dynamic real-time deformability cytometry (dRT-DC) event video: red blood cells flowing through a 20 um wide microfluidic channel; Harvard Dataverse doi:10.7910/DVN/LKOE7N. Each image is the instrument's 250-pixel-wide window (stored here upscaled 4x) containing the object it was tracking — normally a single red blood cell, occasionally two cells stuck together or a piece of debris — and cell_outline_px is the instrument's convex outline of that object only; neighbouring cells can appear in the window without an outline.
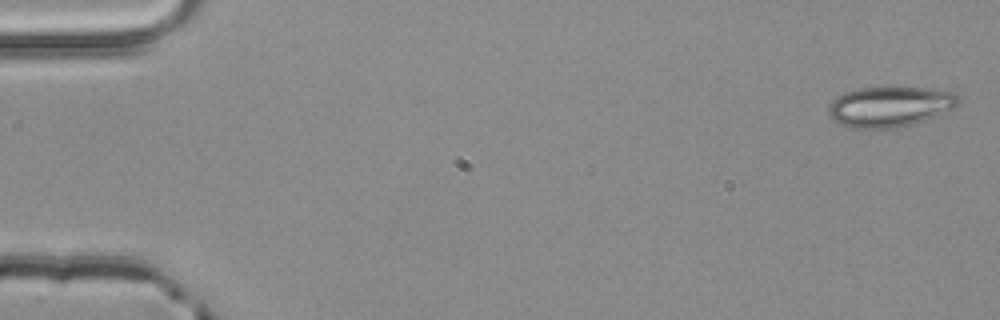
{"species": "common noctule bat (a hibernating species)", "species_latin": "Nyctalus noctula", "temperature_condition": "room temperature", "stored_images_in_passage": 5, "camera_frame_rate_fps": 3000, "um_per_image_px": 0.085, "animal": {"sex": "male", "body_mass_g": 20.4}, "frame": {"image": 1, "passage_image": 5, "time_ms": 1.333, "image_size_px": [1000, 320], "cell_outline_px": [[960, 100], [956, 108], [936, 116], [912, 124], [888, 128], [852, 128], [832, 120], [828, 116], [828, 104], [832, 100], [844, 92], [860, 88], [928, 88], [956, 92], [960, 96]], "centroid_in_image_um": [75.66, 9.06], "position_along_channel_um": 9.3, "area_um2": 30.63}}